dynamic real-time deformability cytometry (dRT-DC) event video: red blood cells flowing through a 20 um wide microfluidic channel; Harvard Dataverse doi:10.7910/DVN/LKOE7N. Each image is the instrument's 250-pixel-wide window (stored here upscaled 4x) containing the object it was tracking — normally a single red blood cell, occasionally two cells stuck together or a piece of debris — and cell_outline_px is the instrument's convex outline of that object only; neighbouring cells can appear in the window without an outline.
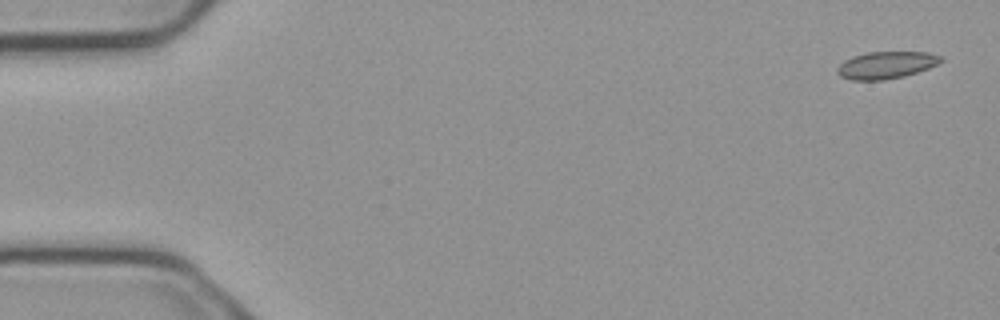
{"species": "common noctule bat (a hibernating species)", "species_latin": "Nyctalus noctula", "temperature_condition": "cold", "stored_images_in_passage": 5, "camera_frame_rate_fps": 3000, "um_per_image_px": 0.085, "animal": {"sex": "male", "body_mass_g": 23.1, "forearm_length_mm": 52.7}, "frame": {"image": 1, "passage_image": 1, "time_ms": 0.0, "image_size_px": [1000, 320], "cell_outline_px": [[944, 60], [928, 68], [904, 76], [884, 80], [852, 80], [840, 76], [836, 72], [836, 68], [844, 60], [852, 56], [868, 52], [928, 52], [940, 56]], "centroid_in_image_um": [75.29, 5.53], "position_along_channel_um": 9.7, "area_um2": 16.36}}
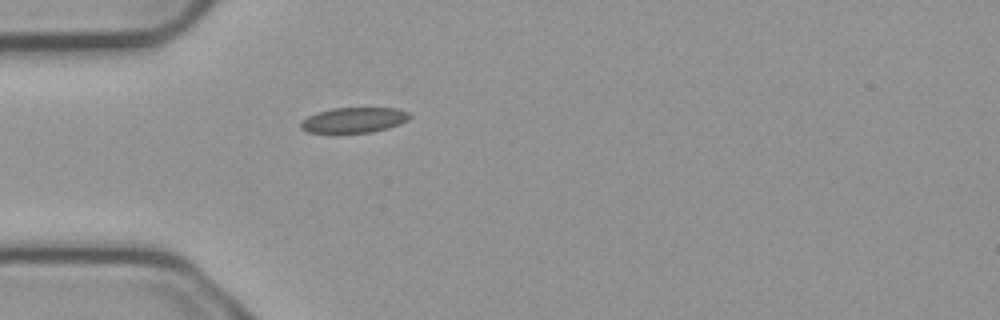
{"frame": {"image": 2, "passage_image": 5, "time_ms": 1.333, "image_size_px": [1000, 320], "cell_outline_px": [[412, 116], [408, 120], [400, 124], [388, 128], [372, 132], [308, 132], [300, 128], [300, 120], [316, 112], [332, 108], [396, 108], [408, 112]], "centroid_in_image_um": [30.08, 10.19], "position_along_channel_um": 54.9, "area_um2": 16.07}}